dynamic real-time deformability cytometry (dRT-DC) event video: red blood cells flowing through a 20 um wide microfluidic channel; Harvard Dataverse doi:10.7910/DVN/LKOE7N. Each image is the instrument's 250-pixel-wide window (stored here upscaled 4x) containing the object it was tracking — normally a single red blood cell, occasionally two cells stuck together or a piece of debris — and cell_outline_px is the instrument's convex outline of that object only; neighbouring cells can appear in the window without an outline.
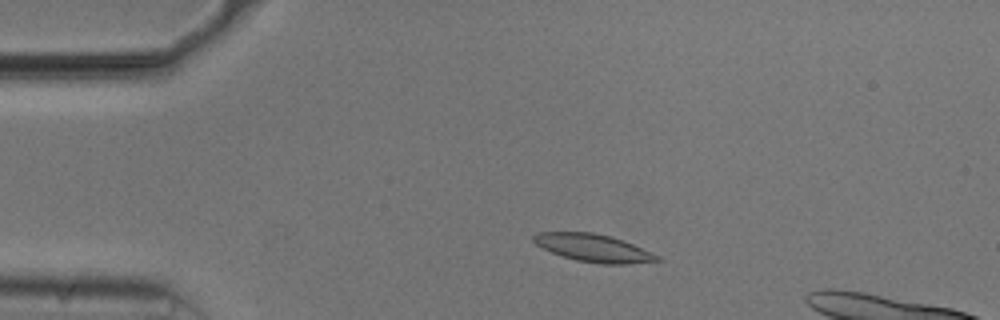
{"species": "common noctule bat (a hibernating species)", "species_latin": "Nyctalus noctula", "temperature_condition": "cold", "stored_images_in_passage": 47, "camera_frame_rate_fps": 3000, "um_per_image_px": 0.085, "animal": {"sex": "male", "body_mass_g": 20.5, "forearm_length_mm": 52.5}, "frame": {"image": 1, "passage_image": 8, "time_ms": 2.333, "image_size_px": [1000, 320], "cell_outline_px": [[660, 260], [628, 264], [604, 264], [576, 260], [552, 252], [536, 244], [532, 240], [532, 236], [540, 232], [592, 232], [612, 236], [624, 240], [660, 256]], "centroid_in_image_um": [50.46, 21.07], "position_along_channel_um": 34.5, "area_um2": 19.77}}
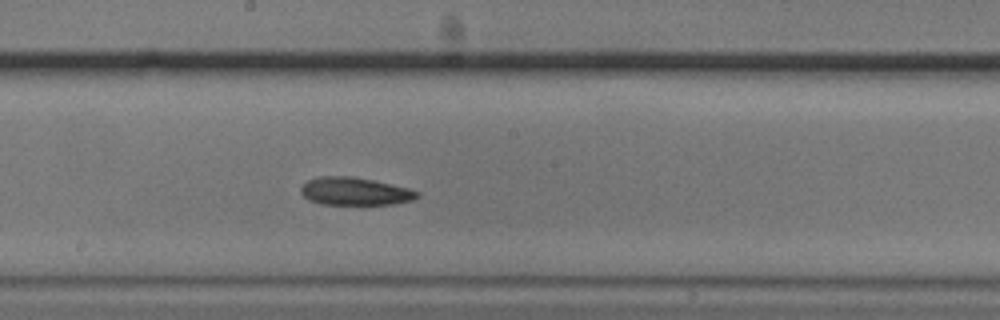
{"frame": {"image": 2, "passage_image": 26, "time_ms": 8.333, "image_size_px": [1000, 320], "cell_outline_px": [[420, 196], [412, 200], [392, 204], [320, 204], [308, 200], [300, 192], [300, 188], [308, 180], [320, 176], [352, 176], [372, 180], [408, 188], [420, 192]], "centroid_in_image_um": [30.15, 16.26], "position_along_channel_um": 218.1, "area_um2": 18.79}}
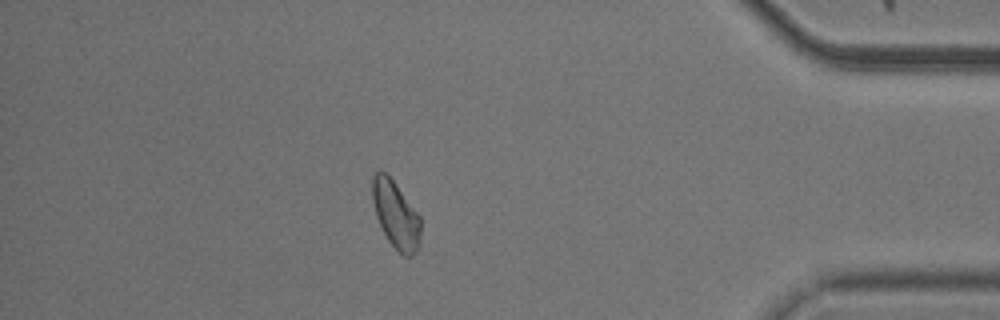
{"frame": {"image": 3, "passage_image": 44, "time_ms": 14.333, "image_size_px": [1000, 320], "cell_outline_px": [[420, 244], [416, 252], [412, 256], [404, 256], [388, 240], [376, 216], [372, 200], [372, 176], [380, 168], [392, 180], [420, 216]], "centroid_in_image_um": [33.63, 18.25], "position_along_channel_um": 401.6, "area_um2": 18.67}}